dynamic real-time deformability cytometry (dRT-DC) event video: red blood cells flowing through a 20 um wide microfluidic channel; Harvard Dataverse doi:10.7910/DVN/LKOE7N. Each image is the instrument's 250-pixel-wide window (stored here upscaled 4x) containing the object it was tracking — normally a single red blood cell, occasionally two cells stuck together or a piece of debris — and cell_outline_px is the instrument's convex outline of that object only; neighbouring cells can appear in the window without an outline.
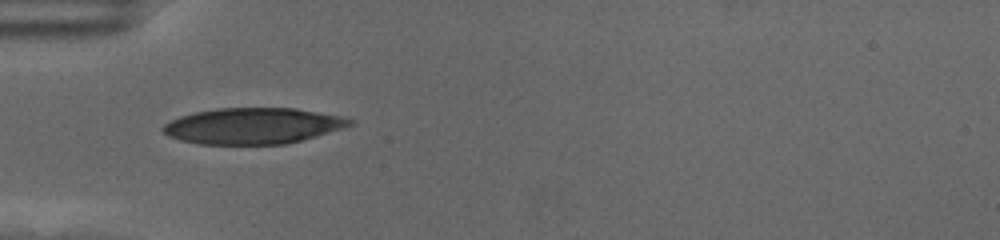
{"species": "human", "species_latin": "Homo sapiens", "temperature_condition": "cold", "stored_images_in_passage": 33, "camera_frame_rate_fps": 3000, "um_per_image_px": 0.085, "donor": {"sex": "female"}, "frame": {"image": 1, "passage_image": 1, "time_ms": 0.0, "image_size_px": [1000, 240], "cell_outline_px": [[356, 124], [344, 128], [316, 136], [284, 144], [200, 144], [180, 140], [168, 136], [160, 128], [164, 124], [180, 116], [196, 112], [216, 108], [296, 108], [340, 116], [356, 120]], "centroid_in_image_um": [21.52, 10.7], "position_along_channel_um": 63.5, "area_um2": 39.25}}
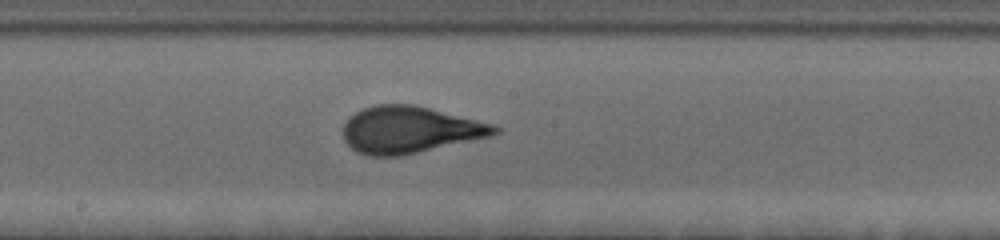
{"frame": {"image": 2, "passage_image": 14, "time_ms": 4.333, "image_size_px": [1000, 240], "cell_outline_px": [[500, 132], [492, 136], [400, 156], [368, 156], [356, 152], [344, 140], [344, 124], [356, 112], [364, 108], [376, 104], [412, 104], [492, 124], [500, 128]], "centroid_in_image_um": [34.82, 11.04], "position_along_channel_um": 213.4, "area_um2": 40.86}}
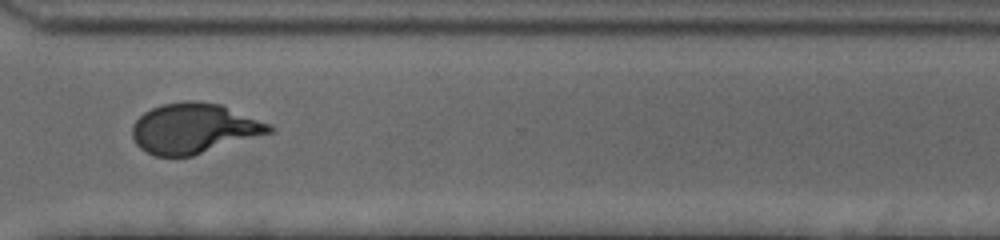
{"frame": {"image": 3, "passage_image": 26, "time_ms": 8.333, "image_size_px": [1000, 240], "cell_outline_px": [[276, 132], [192, 156], [156, 156], [140, 148], [136, 144], [132, 136], [132, 124], [144, 112], [152, 108], [164, 104], [188, 100], [192, 100], [220, 104], [268, 124], [276, 128]], "centroid_in_image_um": [16.5, 10.92], "position_along_channel_um": 354.1, "area_um2": 40.0}, "authors_computed_cell_mechanics": {"area_um2": 40.171, "velocity_mm_per_s": 3.5186, "shape_relaxation_time_tau1_ms": 4.2323, "shape_relaxation_time_tau2_ms": null, "deformation_change_tau1": 0.2046, "deformation_change_tau2": null}}